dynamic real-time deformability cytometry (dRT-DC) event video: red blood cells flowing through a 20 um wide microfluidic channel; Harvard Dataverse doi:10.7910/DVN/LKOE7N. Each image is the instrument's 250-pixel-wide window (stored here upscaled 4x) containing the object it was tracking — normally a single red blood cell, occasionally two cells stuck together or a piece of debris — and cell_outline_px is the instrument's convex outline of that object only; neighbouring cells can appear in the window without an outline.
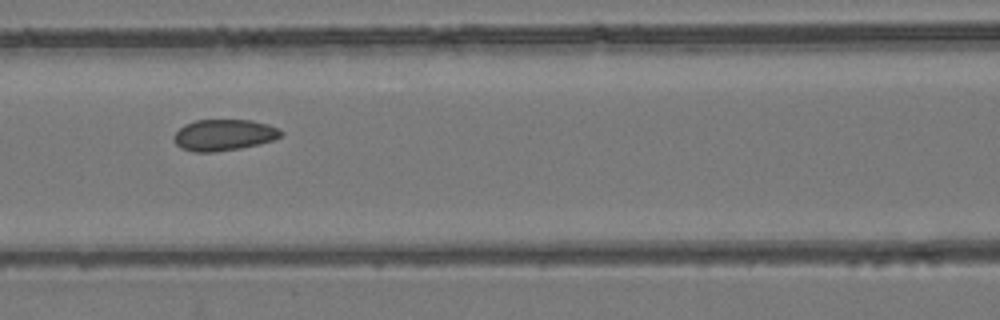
{"species": "common noctule bat (a hibernating species)", "species_latin": "Nyctalus noctula", "temperature_condition": "room temperature", "stored_images_in_passage": 7, "camera_frame_rate_fps": 3000, "um_per_image_px": 0.085, "animal": {"sex": "female", "body_mass_g": 24.6, "forearm_length_mm": 56.2}, "frame": {"image": 1, "passage_image": 7, "time_ms": 2.0, "image_size_px": [1000, 320], "cell_outline_px": [[284, 132], [280, 136], [272, 140], [260, 144], [240, 148], [216, 152], [196, 152], [180, 148], [172, 140], [172, 136], [184, 124], [196, 120], [252, 120], [268, 124], [280, 128]], "centroid_in_image_um": [19.02, 11.47], "position_along_channel_um": 147.6, "area_um2": 19.71}}